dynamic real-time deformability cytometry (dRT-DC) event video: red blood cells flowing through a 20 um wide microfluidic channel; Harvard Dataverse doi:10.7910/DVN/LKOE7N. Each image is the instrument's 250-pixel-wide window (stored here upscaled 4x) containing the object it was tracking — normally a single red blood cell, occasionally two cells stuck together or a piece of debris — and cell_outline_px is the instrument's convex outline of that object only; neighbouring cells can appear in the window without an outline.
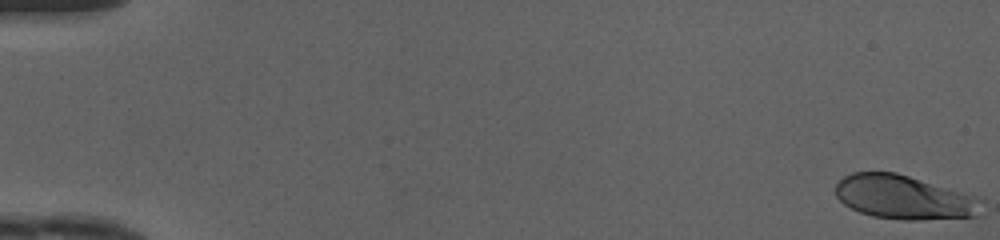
{"species": "human", "species_latin": "Homo sapiens", "temperature_condition": "cold", "stored_images_in_passage": 18, "camera_frame_rate_fps": 3000, "um_per_image_px": 0.085, "donor": {"sex": "female"}, "frame": {"image": 1, "passage_image": 1, "time_ms": 0.0, "image_size_px": [1000, 240], "cell_outline_px": [[976, 216], [920, 220], [900, 220], [872, 216], [860, 212], [844, 204], [836, 196], [836, 184], [844, 176], [852, 172], [896, 172], [968, 196], [976, 200]], "centroid_in_image_um": [76.64, 16.78], "position_along_channel_um": 8.4, "area_um2": 35.95}}
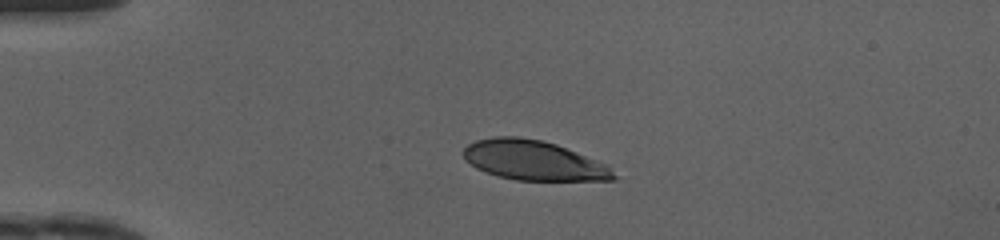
{"frame": {"image": 2, "passage_image": 13, "time_ms": 4.0, "image_size_px": [1000, 240], "cell_outline_px": [[620, 176], [612, 180], [516, 180], [496, 176], [484, 172], [476, 168], [464, 160], [464, 148], [468, 144], [476, 140], [496, 136], [520, 136], [540, 140], [556, 144], [608, 164]], "centroid_in_image_um": [45.37, 13.64], "position_along_channel_um": 39.6, "area_um2": 35.08}}